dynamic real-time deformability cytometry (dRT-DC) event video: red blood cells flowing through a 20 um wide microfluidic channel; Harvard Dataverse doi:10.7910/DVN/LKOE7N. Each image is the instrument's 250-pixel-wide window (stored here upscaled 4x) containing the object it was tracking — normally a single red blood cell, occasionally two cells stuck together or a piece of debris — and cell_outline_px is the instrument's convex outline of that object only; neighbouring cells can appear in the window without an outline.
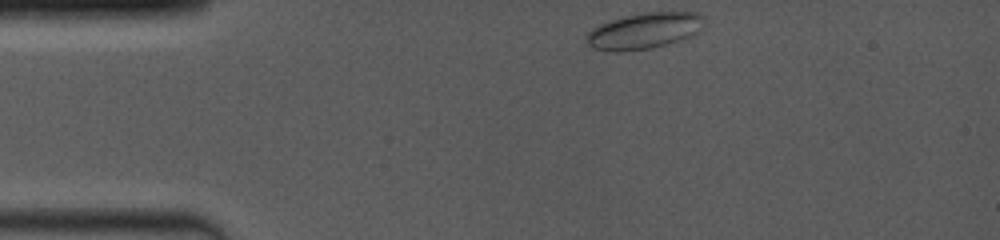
{"species": "common noctule bat (a hibernating species)", "species_latin": "Nyctalus noctula", "temperature_condition": "room temperature", "stored_images_in_passage": 32, "camera_frame_rate_fps": 4000, "um_per_image_px": 0.085, "animal": {"sex": "female", "body_mass_g": 19.0, "forearm_length_mm": 53.3}, "frame": {"image": 1, "passage_image": 1, "time_ms": 0.0, "image_size_px": [1000, 240], "cell_outline_px": [[704, 16], [700, 32], [652, 48], [624, 52], [612, 52], [592, 48], [588, 44], [588, 32], [592, 28], [600, 24], [624, 16], [644, 12], [696, 12]], "centroid_in_image_um": [54.74, 2.62], "position_along_channel_um": 30.3, "area_um2": 24.57}}
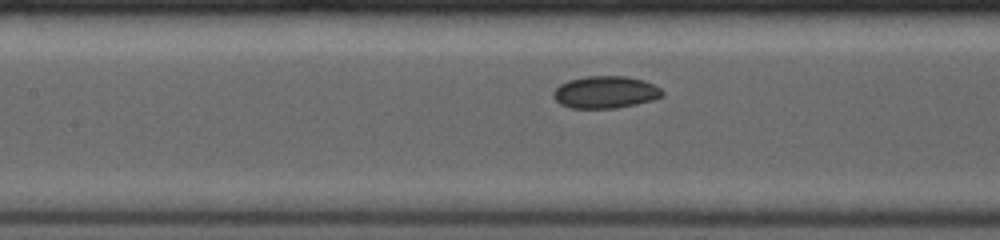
{"frame": {"image": 2, "passage_image": 15, "time_ms": 4.5, "image_size_px": [1000, 240], "cell_outline_px": [[664, 96], [652, 100], [636, 104], [616, 108], [572, 108], [560, 104], [552, 96], [552, 92], [560, 84], [568, 80], [588, 76], [628, 76], [644, 80], [660, 88], [664, 92]], "centroid_in_image_um": [51.46, 7.83], "position_along_channel_um": 155.9, "area_um2": 20.52}}
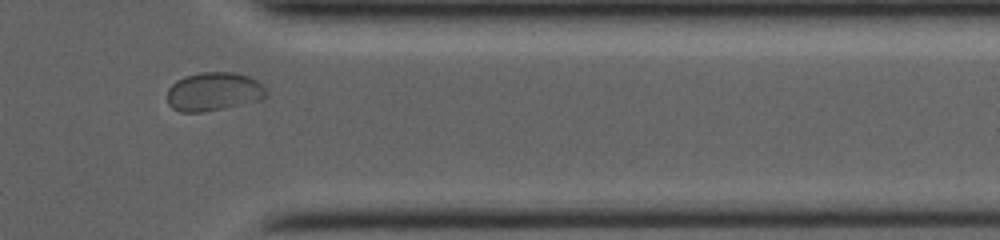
{"frame": {"image": 3, "passage_image": 28, "time_ms": 10.5, "image_size_px": [1000, 240], "cell_outline_px": [[268, 92], [264, 100], [224, 108], [200, 112], [180, 112], [172, 108], [168, 104], [168, 88], [176, 80], [184, 76], [200, 72], [236, 72], [248, 76], [256, 80]], "centroid_in_image_um": [18.17, 7.79], "position_along_channel_um": 393.2, "area_um2": 22.48}}